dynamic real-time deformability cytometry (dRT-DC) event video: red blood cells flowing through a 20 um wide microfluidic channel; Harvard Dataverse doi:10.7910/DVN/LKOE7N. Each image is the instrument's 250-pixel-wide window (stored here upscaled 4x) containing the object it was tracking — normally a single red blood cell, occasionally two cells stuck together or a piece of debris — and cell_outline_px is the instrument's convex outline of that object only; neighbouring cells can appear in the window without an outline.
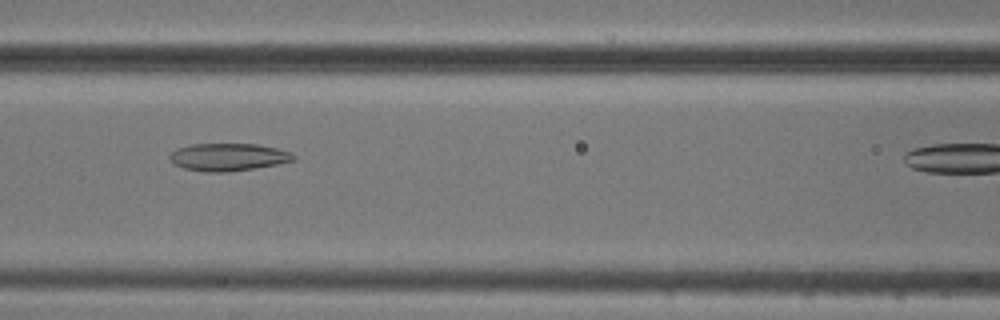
{"species": "common noctule bat (a hibernating species)", "species_latin": "Nyctalus noctula", "temperature_condition": "cold", "stored_images_in_passage": 4, "camera_frame_rate_fps": 3000, "um_per_image_px": 0.085, "animal": {"sex": "male", "body_mass_g": 20.5, "forearm_length_mm": 52.5}, "frame": {"image": 1, "passage_image": 3, "time_ms": 3.0, "image_size_px": [1000, 320], "cell_outline_px": [[296, 160], [256, 168], [228, 172], [204, 172], [184, 168], [176, 164], [168, 156], [176, 148], [192, 144], [256, 144], [276, 148], [288, 152], [296, 156]], "centroid_in_image_um": [19.4, 13.35], "position_along_channel_um": 147.2, "area_um2": 19.77}}